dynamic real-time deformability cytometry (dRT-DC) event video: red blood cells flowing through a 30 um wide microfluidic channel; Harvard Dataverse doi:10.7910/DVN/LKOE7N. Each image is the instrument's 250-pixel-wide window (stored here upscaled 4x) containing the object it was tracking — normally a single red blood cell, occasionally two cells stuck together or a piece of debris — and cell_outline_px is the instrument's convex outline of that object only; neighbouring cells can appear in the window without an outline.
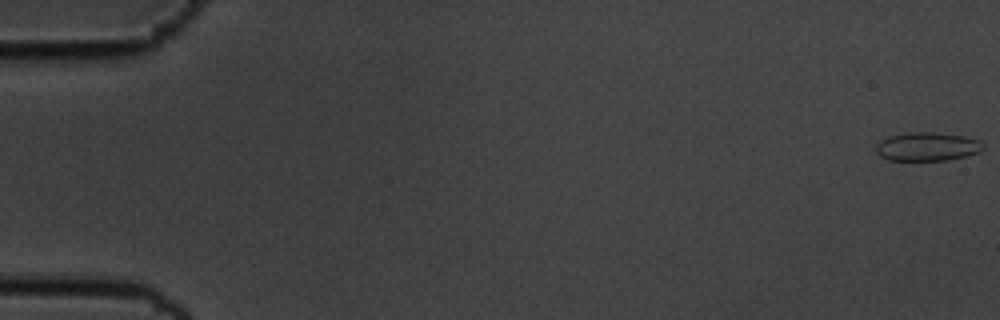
{"species": "common noctule bat (a hibernating species)", "species_latin": "Nyctalus noctula", "temperature_condition": "cold", "stored_images_in_passage": 15, "camera_frame_rate_fps": 3000, "um_per_image_px": 0.085, "animal": {"sex": "male", "body_mass_g": 19.5, "forearm_length_mm": 54.6}, "frame": {"image": 1, "passage_image": 1, "time_ms": 0.0, "image_size_px": [1000, 320], "cell_outline_px": [[984, 148], [980, 152], [968, 156], [948, 160], [888, 160], [880, 156], [876, 152], [876, 144], [880, 140], [888, 136], [908, 132], [932, 132], [964, 136], [980, 140], [984, 144]], "centroid_in_image_um": [78.83, 12.46], "position_along_channel_um": 6.2, "area_um2": 18.09}}